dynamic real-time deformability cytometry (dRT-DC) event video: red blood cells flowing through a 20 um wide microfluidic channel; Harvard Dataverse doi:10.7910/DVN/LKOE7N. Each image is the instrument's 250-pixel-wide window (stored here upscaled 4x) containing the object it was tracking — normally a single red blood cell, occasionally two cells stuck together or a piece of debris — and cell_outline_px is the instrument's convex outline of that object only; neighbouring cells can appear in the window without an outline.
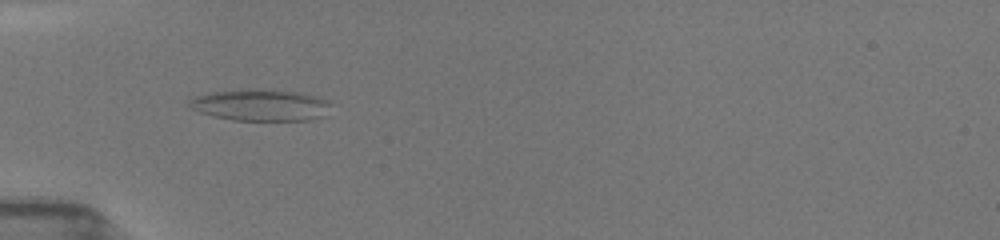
{"species": "common noctule bat (a hibernating species)", "species_latin": "Nyctalus noctula", "temperature_condition": "room temperature", "stored_images_in_passage": 33, "camera_frame_rate_fps": 3000, "um_per_image_px": 0.085, "animal": {"sex": "female", "body_mass_g": 19.5, "forearm_length_mm": 54.1}, "frame": {"image": 1, "passage_image": 15, "time_ms": 4.667, "image_size_px": [1000, 240], "cell_outline_px": [[328, 104], [320, 116], [312, 120], [232, 120], [212, 116], [200, 112], [192, 108], [188, 104], [188, 100], [196, 96], [208, 92], [248, 88], [272, 88], [296, 92], [316, 96], [328, 100]], "centroid_in_image_um": [22.05, 8.9], "position_along_channel_um": 62.9, "area_um2": 26.13}}
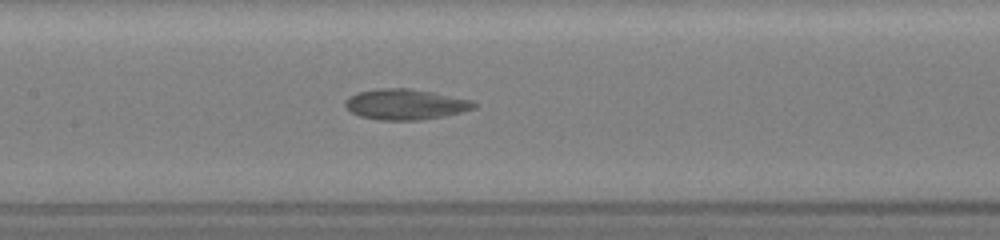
{"frame": {"image": 2, "passage_image": 26, "time_ms": 7.667, "image_size_px": [1000, 240], "cell_outline_px": [[476, 108], [444, 116], [420, 120], [380, 120], [360, 116], [352, 112], [344, 104], [344, 100], [348, 96], [356, 92], [376, 88], [408, 88], [432, 92], [472, 100], [476, 104]], "centroid_in_image_um": [34.43, 8.86], "position_along_channel_um": 173.0, "area_um2": 23.0}}
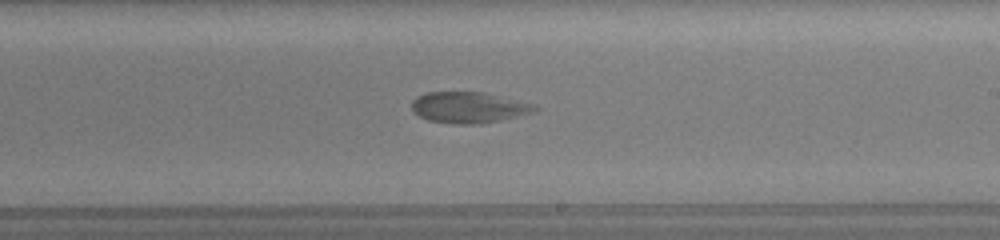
{"frame": {"image": 3, "passage_image": 32, "time_ms": 9.667, "image_size_px": [1000, 240], "cell_outline_px": [[540, 108], [536, 112], [500, 120], [480, 124], [456, 124], [428, 120], [420, 116], [412, 108], [412, 100], [416, 96], [424, 92], [484, 92], [536, 104]], "centroid_in_image_um": [39.88, 9.12], "position_along_channel_um": 249.1, "area_um2": 22.43}}